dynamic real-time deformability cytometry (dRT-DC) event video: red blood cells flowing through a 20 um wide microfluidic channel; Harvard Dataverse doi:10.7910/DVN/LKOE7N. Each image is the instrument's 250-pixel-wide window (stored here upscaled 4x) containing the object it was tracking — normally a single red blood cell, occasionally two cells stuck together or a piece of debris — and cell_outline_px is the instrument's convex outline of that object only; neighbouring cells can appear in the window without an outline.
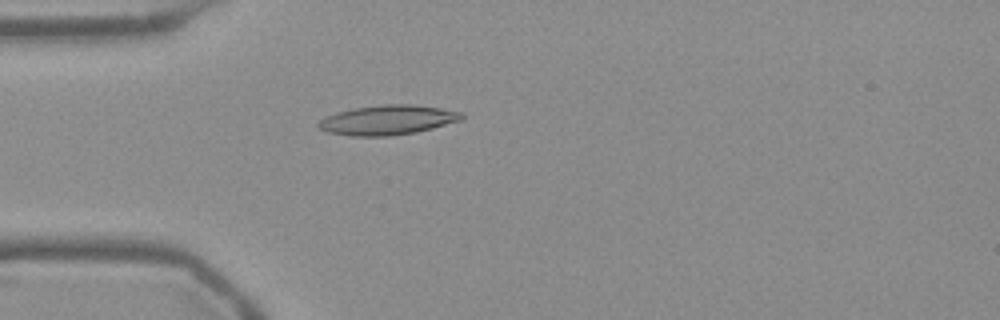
{"species": "Egyptian fruit bat (a non-hibernating species)", "species_latin": "Rousettus aegyptiacus", "temperature_condition": "warm", "stored_images_in_passage": 50, "camera_frame_rate_fps": 3000, "um_per_image_px": 0.085, "frame": {"image": 1, "passage_image": 12, "time_ms": 3.667, "image_size_px": [1000, 320], "cell_outline_px": [[464, 116], [460, 120], [432, 128], [416, 132], [392, 136], [352, 136], [328, 132], [320, 128], [316, 124], [320, 120], [336, 112], [352, 108], [380, 104], [412, 104], [440, 108], [464, 112]], "centroid_in_image_um": [32.95, 10.19], "position_along_channel_um": 52.1, "area_um2": 24.8}}
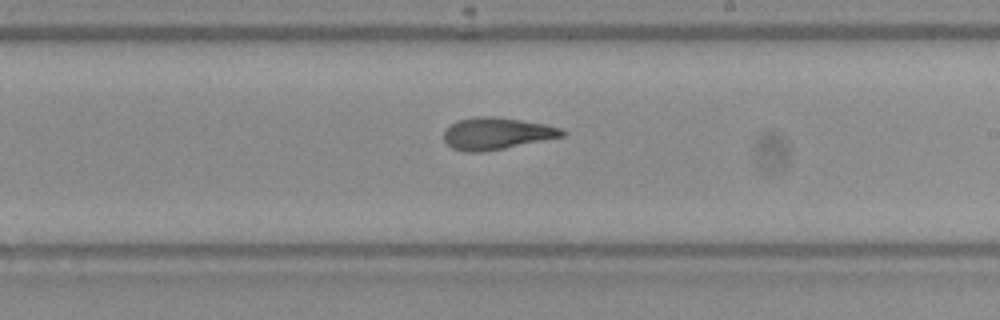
{"frame": {"image": 2, "passage_image": 28, "time_ms": 9.0, "image_size_px": [1000, 320], "cell_outline_px": [[568, 132], [564, 136], [484, 152], [464, 152], [452, 148], [444, 140], [444, 132], [452, 124], [460, 120], [476, 116], [496, 116], [548, 124], [564, 128]], "centroid_in_image_um": [42.27, 11.34], "position_along_channel_um": 246.7, "area_um2": 22.14}}
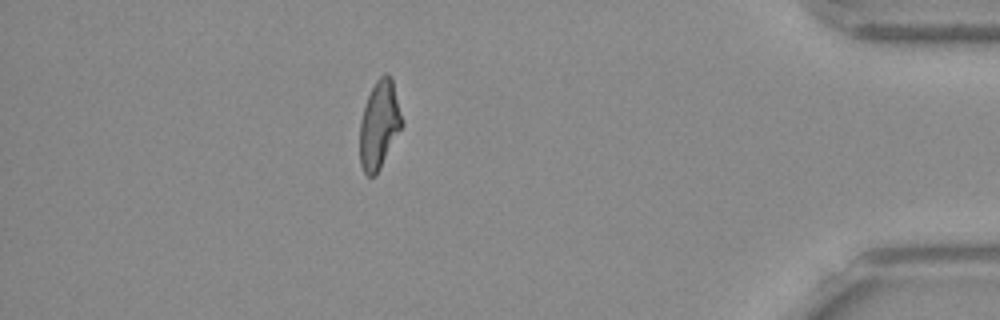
{"frame": {"image": 3, "passage_image": 44, "time_ms": 14.333, "image_size_px": [1000, 320], "cell_outline_px": [[404, 124], [376, 176], [368, 176], [364, 172], [360, 164], [360, 120], [368, 96], [376, 80], [380, 76], [388, 72], [392, 76], [404, 120]], "centroid_in_image_um": [32.27, 10.58], "position_along_channel_um": 402.9, "area_um2": 21.91}, "authors_computed_cell_mechanics": {"area_um2": 22.253, "velocity_mm_per_s": 3.7863, "shape_relaxation_time_tau1_ms": 5.7259, "shape_relaxation_time_tau2_ms": 1.7889, "deformation_change_tau1": 0.215, "deformation_change_tau2": 0.0982}}